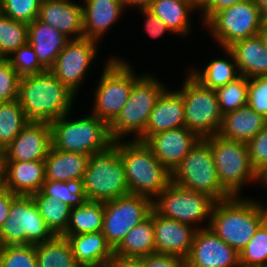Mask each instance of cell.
<instances>
[{
  "label": "cell",
  "instance_id": "1",
  "mask_svg": "<svg viewBox=\"0 0 267 267\" xmlns=\"http://www.w3.org/2000/svg\"><path fill=\"white\" fill-rule=\"evenodd\" d=\"M75 96L47 69L20 78L17 100L28 121L51 123L72 111Z\"/></svg>",
  "mask_w": 267,
  "mask_h": 267
},
{
  "label": "cell",
  "instance_id": "2",
  "mask_svg": "<svg viewBox=\"0 0 267 267\" xmlns=\"http://www.w3.org/2000/svg\"><path fill=\"white\" fill-rule=\"evenodd\" d=\"M267 204V203H266ZM267 218L264 203L251 198L232 196L216 201L209 227L226 244L240 253Z\"/></svg>",
  "mask_w": 267,
  "mask_h": 267
},
{
  "label": "cell",
  "instance_id": "3",
  "mask_svg": "<svg viewBox=\"0 0 267 267\" xmlns=\"http://www.w3.org/2000/svg\"><path fill=\"white\" fill-rule=\"evenodd\" d=\"M119 154L130 194L153 201L171 183V172L160 163L145 142L120 140Z\"/></svg>",
  "mask_w": 267,
  "mask_h": 267
},
{
  "label": "cell",
  "instance_id": "4",
  "mask_svg": "<svg viewBox=\"0 0 267 267\" xmlns=\"http://www.w3.org/2000/svg\"><path fill=\"white\" fill-rule=\"evenodd\" d=\"M87 200L105 202L130 194L119 141L92 153L83 178Z\"/></svg>",
  "mask_w": 267,
  "mask_h": 267
},
{
  "label": "cell",
  "instance_id": "5",
  "mask_svg": "<svg viewBox=\"0 0 267 267\" xmlns=\"http://www.w3.org/2000/svg\"><path fill=\"white\" fill-rule=\"evenodd\" d=\"M69 115L71 114H65L50 123L54 149L90 158L92 153L104 150L114 142L110 136L109 125L95 115L90 114L74 120L68 118Z\"/></svg>",
  "mask_w": 267,
  "mask_h": 267
},
{
  "label": "cell",
  "instance_id": "6",
  "mask_svg": "<svg viewBox=\"0 0 267 267\" xmlns=\"http://www.w3.org/2000/svg\"><path fill=\"white\" fill-rule=\"evenodd\" d=\"M166 88L158 78L148 73L143 74L132 85L129 99L109 125L112 140L120 141L131 134H135L133 140H138L145 132L150 113Z\"/></svg>",
  "mask_w": 267,
  "mask_h": 267
},
{
  "label": "cell",
  "instance_id": "7",
  "mask_svg": "<svg viewBox=\"0 0 267 267\" xmlns=\"http://www.w3.org/2000/svg\"><path fill=\"white\" fill-rule=\"evenodd\" d=\"M141 76L135 75L124 59L110 57L104 64L90 113L110 125L129 99L132 85Z\"/></svg>",
  "mask_w": 267,
  "mask_h": 267
},
{
  "label": "cell",
  "instance_id": "8",
  "mask_svg": "<svg viewBox=\"0 0 267 267\" xmlns=\"http://www.w3.org/2000/svg\"><path fill=\"white\" fill-rule=\"evenodd\" d=\"M171 182L208 194L216 201L232 197L220 184L210 144L200 139L171 172Z\"/></svg>",
  "mask_w": 267,
  "mask_h": 267
},
{
  "label": "cell",
  "instance_id": "9",
  "mask_svg": "<svg viewBox=\"0 0 267 267\" xmlns=\"http://www.w3.org/2000/svg\"><path fill=\"white\" fill-rule=\"evenodd\" d=\"M205 140L210 144L219 182L231 196H240L244 184L256 182L247 143L227 140L218 134Z\"/></svg>",
  "mask_w": 267,
  "mask_h": 267
},
{
  "label": "cell",
  "instance_id": "10",
  "mask_svg": "<svg viewBox=\"0 0 267 267\" xmlns=\"http://www.w3.org/2000/svg\"><path fill=\"white\" fill-rule=\"evenodd\" d=\"M178 91L184 103L185 127L200 139L218 134L223 114L215 90L204 87L188 73Z\"/></svg>",
  "mask_w": 267,
  "mask_h": 267
},
{
  "label": "cell",
  "instance_id": "11",
  "mask_svg": "<svg viewBox=\"0 0 267 267\" xmlns=\"http://www.w3.org/2000/svg\"><path fill=\"white\" fill-rule=\"evenodd\" d=\"M221 48L259 35L263 14L256 0H245L215 13L205 24Z\"/></svg>",
  "mask_w": 267,
  "mask_h": 267
},
{
  "label": "cell",
  "instance_id": "12",
  "mask_svg": "<svg viewBox=\"0 0 267 267\" xmlns=\"http://www.w3.org/2000/svg\"><path fill=\"white\" fill-rule=\"evenodd\" d=\"M55 235L46 225L32 196L18 195L0 229V246L39 244Z\"/></svg>",
  "mask_w": 267,
  "mask_h": 267
},
{
  "label": "cell",
  "instance_id": "13",
  "mask_svg": "<svg viewBox=\"0 0 267 267\" xmlns=\"http://www.w3.org/2000/svg\"><path fill=\"white\" fill-rule=\"evenodd\" d=\"M215 203L216 200L208 194L185 189L171 182L153 200V209L162 217L180 221L198 230L203 228L199 225L206 219H209V227Z\"/></svg>",
  "mask_w": 267,
  "mask_h": 267
},
{
  "label": "cell",
  "instance_id": "14",
  "mask_svg": "<svg viewBox=\"0 0 267 267\" xmlns=\"http://www.w3.org/2000/svg\"><path fill=\"white\" fill-rule=\"evenodd\" d=\"M152 209L150 198L136 194L104 202L102 233L113 250L133 227L150 215Z\"/></svg>",
  "mask_w": 267,
  "mask_h": 267
},
{
  "label": "cell",
  "instance_id": "15",
  "mask_svg": "<svg viewBox=\"0 0 267 267\" xmlns=\"http://www.w3.org/2000/svg\"><path fill=\"white\" fill-rule=\"evenodd\" d=\"M97 44L98 41L87 38L70 40L49 69L75 95L95 61Z\"/></svg>",
  "mask_w": 267,
  "mask_h": 267
},
{
  "label": "cell",
  "instance_id": "16",
  "mask_svg": "<svg viewBox=\"0 0 267 267\" xmlns=\"http://www.w3.org/2000/svg\"><path fill=\"white\" fill-rule=\"evenodd\" d=\"M186 267H241L240 254L220 239L210 227L196 230Z\"/></svg>",
  "mask_w": 267,
  "mask_h": 267
},
{
  "label": "cell",
  "instance_id": "17",
  "mask_svg": "<svg viewBox=\"0 0 267 267\" xmlns=\"http://www.w3.org/2000/svg\"><path fill=\"white\" fill-rule=\"evenodd\" d=\"M51 146L50 123L29 121L2 151L3 161L45 160Z\"/></svg>",
  "mask_w": 267,
  "mask_h": 267
},
{
  "label": "cell",
  "instance_id": "18",
  "mask_svg": "<svg viewBox=\"0 0 267 267\" xmlns=\"http://www.w3.org/2000/svg\"><path fill=\"white\" fill-rule=\"evenodd\" d=\"M155 251L186 259L193 244L196 228L180 221L162 217L153 209Z\"/></svg>",
  "mask_w": 267,
  "mask_h": 267
},
{
  "label": "cell",
  "instance_id": "19",
  "mask_svg": "<svg viewBox=\"0 0 267 267\" xmlns=\"http://www.w3.org/2000/svg\"><path fill=\"white\" fill-rule=\"evenodd\" d=\"M200 138L186 127L152 135L145 143L170 172L184 159Z\"/></svg>",
  "mask_w": 267,
  "mask_h": 267
},
{
  "label": "cell",
  "instance_id": "20",
  "mask_svg": "<svg viewBox=\"0 0 267 267\" xmlns=\"http://www.w3.org/2000/svg\"><path fill=\"white\" fill-rule=\"evenodd\" d=\"M38 19L57 28L70 40L84 38L83 6L72 0H42Z\"/></svg>",
  "mask_w": 267,
  "mask_h": 267
},
{
  "label": "cell",
  "instance_id": "21",
  "mask_svg": "<svg viewBox=\"0 0 267 267\" xmlns=\"http://www.w3.org/2000/svg\"><path fill=\"white\" fill-rule=\"evenodd\" d=\"M185 127V111L181 93L166 88L158 98L145 128L138 139L146 142L152 135Z\"/></svg>",
  "mask_w": 267,
  "mask_h": 267
},
{
  "label": "cell",
  "instance_id": "22",
  "mask_svg": "<svg viewBox=\"0 0 267 267\" xmlns=\"http://www.w3.org/2000/svg\"><path fill=\"white\" fill-rule=\"evenodd\" d=\"M4 187L16 195L31 196L45 182L44 160L3 161Z\"/></svg>",
  "mask_w": 267,
  "mask_h": 267
},
{
  "label": "cell",
  "instance_id": "23",
  "mask_svg": "<svg viewBox=\"0 0 267 267\" xmlns=\"http://www.w3.org/2000/svg\"><path fill=\"white\" fill-rule=\"evenodd\" d=\"M123 0H85L83 6L84 38L100 41L113 24L121 17Z\"/></svg>",
  "mask_w": 267,
  "mask_h": 267
},
{
  "label": "cell",
  "instance_id": "24",
  "mask_svg": "<svg viewBox=\"0 0 267 267\" xmlns=\"http://www.w3.org/2000/svg\"><path fill=\"white\" fill-rule=\"evenodd\" d=\"M62 236L68 239L80 267H106L114 258V250L102 231Z\"/></svg>",
  "mask_w": 267,
  "mask_h": 267
},
{
  "label": "cell",
  "instance_id": "25",
  "mask_svg": "<svg viewBox=\"0 0 267 267\" xmlns=\"http://www.w3.org/2000/svg\"><path fill=\"white\" fill-rule=\"evenodd\" d=\"M70 41L57 28L40 21L38 18L28 24V43L33 47L38 60L46 68L50 69L59 53Z\"/></svg>",
  "mask_w": 267,
  "mask_h": 267
},
{
  "label": "cell",
  "instance_id": "26",
  "mask_svg": "<svg viewBox=\"0 0 267 267\" xmlns=\"http://www.w3.org/2000/svg\"><path fill=\"white\" fill-rule=\"evenodd\" d=\"M266 125L267 119L246 105L223 114L218 135L227 140L248 143Z\"/></svg>",
  "mask_w": 267,
  "mask_h": 267
},
{
  "label": "cell",
  "instance_id": "27",
  "mask_svg": "<svg viewBox=\"0 0 267 267\" xmlns=\"http://www.w3.org/2000/svg\"><path fill=\"white\" fill-rule=\"evenodd\" d=\"M228 49L233 53L240 75L267 76V50L260 35L239 40Z\"/></svg>",
  "mask_w": 267,
  "mask_h": 267
},
{
  "label": "cell",
  "instance_id": "28",
  "mask_svg": "<svg viewBox=\"0 0 267 267\" xmlns=\"http://www.w3.org/2000/svg\"><path fill=\"white\" fill-rule=\"evenodd\" d=\"M88 160V156L64 152L51 146L44 160L45 179L61 182L83 180Z\"/></svg>",
  "mask_w": 267,
  "mask_h": 267
},
{
  "label": "cell",
  "instance_id": "29",
  "mask_svg": "<svg viewBox=\"0 0 267 267\" xmlns=\"http://www.w3.org/2000/svg\"><path fill=\"white\" fill-rule=\"evenodd\" d=\"M156 253L153 227V209L150 215L133 227L114 249V257L139 259Z\"/></svg>",
  "mask_w": 267,
  "mask_h": 267
},
{
  "label": "cell",
  "instance_id": "30",
  "mask_svg": "<svg viewBox=\"0 0 267 267\" xmlns=\"http://www.w3.org/2000/svg\"><path fill=\"white\" fill-rule=\"evenodd\" d=\"M148 9L165 22L171 33L181 36L191 32L190 14L198 10L191 0H154Z\"/></svg>",
  "mask_w": 267,
  "mask_h": 267
},
{
  "label": "cell",
  "instance_id": "31",
  "mask_svg": "<svg viewBox=\"0 0 267 267\" xmlns=\"http://www.w3.org/2000/svg\"><path fill=\"white\" fill-rule=\"evenodd\" d=\"M222 51H226L229 60L226 58L213 59L202 72L197 68L188 69L190 70L189 74L206 88L215 90L240 76L233 53L228 48H222Z\"/></svg>",
  "mask_w": 267,
  "mask_h": 267
},
{
  "label": "cell",
  "instance_id": "32",
  "mask_svg": "<svg viewBox=\"0 0 267 267\" xmlns=\"http://www.w3.org/2000/svg\"><path fill=\"white\" fill-rule=\"evenodd\" d=\"M104 202L86 200L72 207L67 229L63 235H77L102 231Z\"/></svg>",
  "mask_w": 267,
  "mask_h": 267
},
{
  "label": "cell",
  "instance_id": "33",
  "mask_svg": "<svg viewBox=\"0 0 267 267\" xmlns=\"http://www.w3.org/2000/svg\"><path fill=\"white\" fill-rule=\"evenodd\" d=\"M35 250L37 267H80L68 239L62 235L36 244Z\"/></svg>",
  "mask_w": 267,
  "mask_h": 267
},
{
  "label": "cell",
  "instance_id": "34",
  "mask_svg": "<svg viewBox=\"0 0 267 267\" xmlns=\"http://www.w3.org/2000/svg\"><path fill=\"white\" fill-rule=\"evenodd\" d=\"M31 196L51 232L55 236L63 235L67 229L71 207L62 202H55L41 192Z\"/></svg>",
  "mask_w": 267,
  "mask_h": 267
},
{
  "label": "cell",
  "instance_id": "35",
  "mask_svg": "<svg viewBox=\"0 0 267 267\" xmlns=\"http://www.w3.org/2000/svg\"><path fill=\"white\" fill-rule=\"evenodd\" d=\"M29 121L18 100L0 102V151L2 152Z\"/></svg>",
  "mask_w": 267,
  "mask_h": 267
},
{
  "label": "cell",
  "instance_id": "36",
  "mask_svg": "<svg viewBox=\"0 0 267 267\" xmlns=\"http://www.w3.org/2000/svg\"><path fill=\"white\" fill-rule=\"evenodd\" d=\"M40 192L51 200L65 203L71 208L82 205L87 200L83 180H45Z\"/></svg>",
  "mask_w": 267,
  "mask_h": 267
},
{
  "label": "cell",
  "instance_id": "37",
  "mask_svg": "<svg viewBox=\"0 0 267 267\" xmlns=\"http://www.w3.org/2000/svg\"><path fill=\"white\" fill-rule=\"evenodd\" d=\"M28 43V24L0 12V52L7 59L14 51Z\"/></svg>",
  "mask_w": 267,
  "mask_h": 267
},
{
  "label": "cell",
  "instance_id": "38",
  "mask_svg": "<svg viewBox=\"0 0 267 267\" xmlns=\"http://www.w3.org/2000/svg\"><path fill=\"white\" fill-rule=\"evenodd\" d=\"M249 78L240 75L234 81L215 89L222 114L237 110L247 105Z\"/></svg>",
  "mask_w": 267,
  "mask_h": 267
},
{
  "label": "cell",
  "instance_id": "39",
  "mask_svg": "<svg viewBox=\"0 0 267 267\" xmlns=\"http://www.w3.org/2000/svg\"><path fill=\"white\" fill-rule=\"evenodd\" d=\"M239 254L241 267H267V218Z\"/></svg>",
  "mask_w": 267,
  "mask_h": 267
},
{
  "label": "cell",
  "instance_id": "40",
  "mask_svg": "<svg viewBox=\"0 0 267 267\" xmlns=\"http://www.w3.org/2000/svg\"><path fill=\"white\" fill-rule=\"evenodd\" d=\"M0 267H37L35 245L0 246Z\"/></svg>",
  "mask_w": 267,
  "mask_h": 267
},
{
  "label": "cell",
  "instance_id": "41",
  "mask_svg": "<svg viewBox=\"0 0 267 267\" xmlns=\"http://www.w3.org/2000/svg\"><path fill=\"white\" fill-rule=\"evenodd\" d=\"M42 0H0V12L11 19L31 23L38 18Z\"/></svg>",
  "mask_w": 267,
  "mask_h": 267
},
{
  "label": "cell",
  "instance_id": "42",
  "mask_svg": "<svg viewBox=\"0 0 267 267\" xmlns=\"http://www.w3.org/2000/svg\"><path fill=\"white\" fill-rule=\"evenodd\" d=\"M7 60L20 77L38 74L47 70L40 63L33 47L29 43L14 51Z\"/></svg>",
  "mask_w": 267,
  "mask_h": 267
},
{
  "label": "cell",
  "instance_id": "43",
  "mask_svg": "<svg viewBox=\"0 0 267 267\" xmlns=\"http://www.w3.org/2000/svg\"><path fill=\"white\" fill-rule=\"evenodd\" d=\"M20 78L7 59L0 64V102L18 99Z\"/></svg>",
  "mask_w": 267,
  "mask_h": 267
},
{
  "label": "cell",
  "instance_id": "44",
  "mask_svg": "<svg viewBox=\"0 0 267 267\" xmlns=\"http://www.w3.org/2000/svg\"><path fill=\"white\" fill-rule=\"evenodd\" d=\"M247 105L267 119V76L249 79Z\"/></svg>",
  "mask_w": 267,
  "mask_h": 267
},
{
  "label": "cell",
  "instance_id": "45",
  "mask_svg": "<svg viewBox=\"0 0 267 267\" xmlns=\"http://www.w3.org/2000/svg\"><path fill=\"white\" fill-rule=\"evenodd\" d=\"M250 162L256 173L267 164V125L247 143Z\"/></svg>",
  "mask_w": 267,
  "mask_h": 267
},
{
  "label": "cell",
  "instance_id": "46",
  "mask_svg": "<svg viewBox=\"0 0 267 267\" xmlns=\"http://www.w3.org/2000/svg\"><path fill=\"white\" fill-rule=\"evenodd\" d=\"M139 260L144 267H186L184 259L163 253H152Z\"/></svg>",
  "mask_w": 267,
  "mask_h": 267
},
{
  "label": "cell",
  "instance_id": "47",
  "mask_svg": "<svg viewBox=\"0 0 267 267\" xmlns=\"http://www.w3.org/2000/svg\"><path fill=\"white\" fill-rule=\"evenodd\" d=\"M142 14L145 16L144 29L153 38L161 37L165 32L170 31L165 22L157 17L148 8L140 9Z\"/></svg>",
  "mask_w": 267,
  "mask_h": 267
},
{
  "label": "cell",
  "instance_id": "48",
  "mask_svg": "<svg viewBox=\"0 0 267 267\" xmlns=\"http://www.w3.org/2000/svg\"><path fill=\"white\" fill-rule=\"evenodd\" d=\"M245 0H209L201 9L203 25L217 12ZM203 13V14H202Z\"/></svg>",
  "mask_w": 267,
  "mask_h": 267
},
{
  "label": "cell",
  "instance_id": "49",
  "mask_svg": "<svg viewBox=\"0 0 267 267\" xmlns=\"http://www.w3.org/2000/svg\"><path fill=\"white\" fill-rule=\"evenodd\" d=\"M17 196L18 195L12 193L10 190H7L5 187L0 189V229L8 216L12 201Z\"/></svg>",
  "mask_w": 267,
  "mask_h": 267
},
{
  "label": "cell",
  "instance_id": "50",
  "mask_svg": "<svg viewBox=\"0 0 267 267\" xmlns=\"http://www.w3.org/2000/svg\"><path fill=\"white\" fill-rule=\"evenodd\" d=\"M106 267H144L139 259H124L114 257Z\"/></svg>",
  "mask_w": 267,
  "mask_h": 267
},
{
  "label": "cell",
  "instance_id": "51",
  "mask_svg": "<svg viewBox=\"0 0 267 267\" xmlns=\"http://www.w3.org/2000/svg\"><path fill=\"white\" fill-rule=\"evenodd\" d=\"M154 0H123L125 7L136 6V8H148Z\"/></svg>",
  "mask_w": 267,
  "mask_h": 267
},
{
  "label": "cell",
  "instance_id": "52",
  "mask_svg": "<svg viewBox=\"0 0 267 267\" xmlns=\"http://www.w3.org/2000/svg\"><path fill=\"white\" fill-rule=\"evenodd\" d=\"M256 182L264 184L263 185L264 188L265 189L267 188V164L257 172V180H256Z\"/></svg>",
  "mask_w": 267,
  "mask_h": 267
},
{
  "label": "cell",
  "instance_id": "53",
  "mask_svg": "<svg viewBox=\"0 0 267 267\" xmlns=\"http://www.w3.org/2000/svg\"><path fill=\"white\" fill-rule=\"evenodd\" d=\"M260 37L262 38L265 48L267 50V27L263 24L259 32Z\"/></svg>",
  "mask_w": 267,
  "mask_h": 267
},
{
  "label": "cell",
  "instance_id": "54",
  "mask_svg": "<svg viewBox=\"0 0 267 267\" xmlns=\"http://www.w3.org/2000/svg\"><path fill=\"white\" fill-rule=\"evenodd\" d=\"M4 187V175H3V157L0 151V189Z\"/></svg>",
  "mask_w": 267,
  "mask_h": 267
},
{
  "label": "cell",
  "instance_id": "55",
  "mask_svg": "<svg viewBox=\"0 0 267 267\" xmlns=\"http://www.w3.org/2000/svg\"><path fill=\"white\" fill-rule=\"evenodd\" d=\"M263 16L267 13V0H256Z\"/></svg>",
  "mask_w": 267,
  "mask_h": 267
},
{
  "label": "cell",
  "instance_id": "56",
  "mask_svg": "<svg viewBox=\"0 0 267 267\" xmlns=\"http://www.w3.org/2000/svg\"><path fill=\"white\" fill-rule=\"evenodd\" d=\"M209 0H191V2L199 9V11L208 3Z\"/></svg>",
  "mask_w": 267,
  "mask_h": 267
},
{
  "label": "cell",
  "instance_id": "57",
  "mask_svg": "<svg viewBox=\"0 0 267 267\" xmlns=\"http://www.w3.org/2000/svg\"><path fill=\"white\" fill-rule=\"evenodd\" d=\"M263 24L267 27V13L263 16Z\"/></svg>",
  "mask_w": 267,
  "mask_h": 267
},
{
  "label": "cell",
  "instance_id": "58",
  "mask_svg": "<svg viewBox=\"0 0 267 267\" xmlns=\"http://www.w3.org/2000/svg\"><path fill=\"white\" fill-rule=\"evenodd\" d=\"M6 60V58L4 57V55L0 52V64L2 62H4Z\"/></svg>",
  "mask_w": 267,
  "mask_h": 267
}]
</instances>
